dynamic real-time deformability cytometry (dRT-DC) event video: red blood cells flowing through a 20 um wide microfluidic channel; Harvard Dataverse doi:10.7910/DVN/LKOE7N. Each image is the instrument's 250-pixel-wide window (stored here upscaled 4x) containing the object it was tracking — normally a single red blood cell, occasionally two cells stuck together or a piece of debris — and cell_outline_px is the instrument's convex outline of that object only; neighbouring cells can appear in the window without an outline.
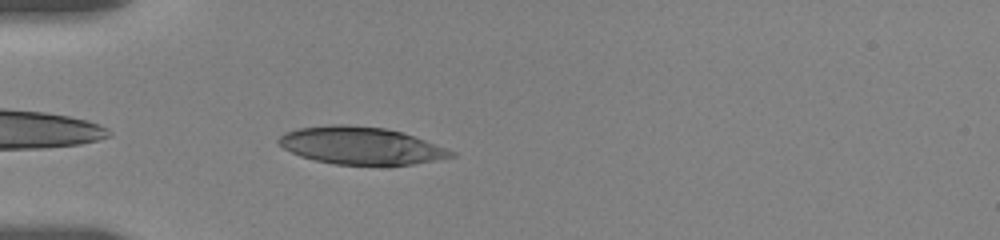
{"species": "human", "species_latin": "Homo sapiens", "temperature_condition": "room temperature", "stored_images_in_passage": 1, "camera_frame_rate_fps": 3000, "um_per_image_px": 0.085, "donor": {"sex": "female"}, "frame": {"image": 1, "passage_image": 1, "time_ms": 0.0, "image_size_px": [1000, 240], "cell_outline_px": [[456, 156], [412, 164], [332, 164], [300, 156], [284, 148], [276, 140], [284, 132], [296, 128], [332, 124], [348, 124], [384, 128], [400, 132], [424, 140], [456, 152]], "centroid_in_image_um": [30.62, 12.36], "position_along_channel_um": 54.4, "area_um2": 37.17}}